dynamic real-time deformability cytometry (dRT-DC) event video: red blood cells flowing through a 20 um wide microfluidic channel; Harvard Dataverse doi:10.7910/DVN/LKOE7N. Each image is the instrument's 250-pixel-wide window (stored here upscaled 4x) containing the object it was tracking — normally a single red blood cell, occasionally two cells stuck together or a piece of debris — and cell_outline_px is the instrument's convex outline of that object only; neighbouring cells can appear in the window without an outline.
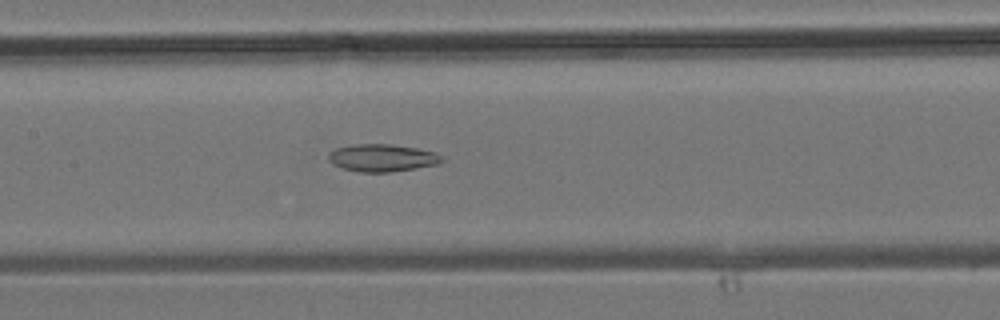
{"species": "common noctule bat (a hibernating species)", "species_latin": "Nyctalus noctula", "temperature_condition": "room temperature", "stored_images_in_passage": 38, "camera_frame_rate_fps": 3000, "um_per_image_px": 0.085, "animal": {"sex": "male", "body_mass_g": 19.2, "forearm_length_mm": 51.8}, "frame": {"image": 1, "passage_image": 18, "time_ms": 5.667, "image_size_px": [1000, 320], "cell_outline_px": [[444, 160], [436, 164], [388, 172], [360, 172], [344, 168], [332, 164], [328, 160], [328, 152], [336, 148], [352, 144], [392, 144], [416, 148], [432, 152], [440, 156]], "centroid_in_image_um": [32.4, 13.4], "position_along_channel_um": 175.0, "area_um2": 17.86}}
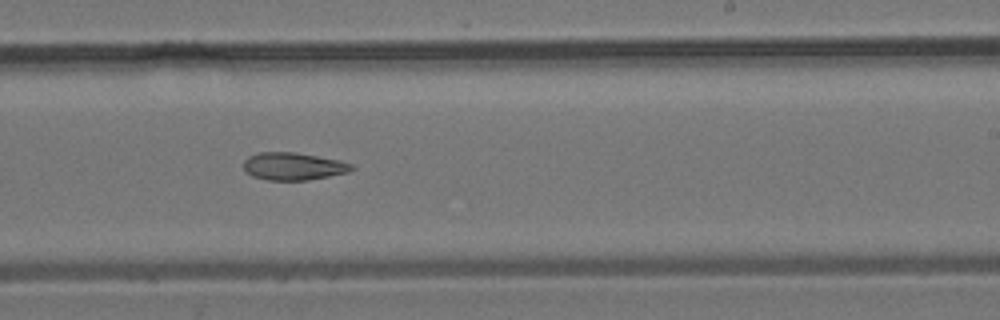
{"frame": {"image": 2, "passage_image": 23, "time_ms": 7.333, "image_size_px": [1000, 320], "cell_outline_px": [[356, 168], [348, 172], [308, 180], [268, 180], [252, 176], [244, 172], [244, 160], [248, 156], [256, 152], [296, 152], [340, 160], [352, 164]], "centroid_in_image_um": [24.91, 14.13], "position_along_channel_um": 264.1, "area_um2": 17.51}}
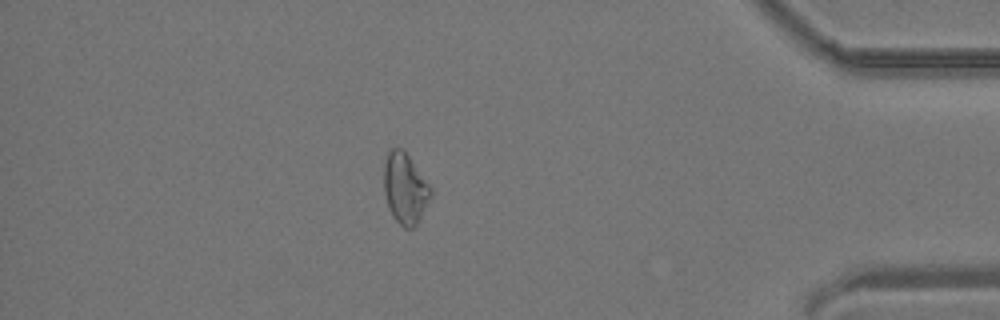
{"frame": {"image": 3, "passage_image": 33, "time_ms": 10.667, "image_size_px": [1000, 320], "cell_outline_px": [[432, 196], [416, 224], [412, 228], [404, 228], [392, 216], [384, 192], [384, 160], [388, 152], [392, 148], [400, 148], [408, 156], [432, 188]], "centroid_in_image_um": [34.42, 16.02], "position_along_channel_um": 400.8, "area_um2": 19.02}}